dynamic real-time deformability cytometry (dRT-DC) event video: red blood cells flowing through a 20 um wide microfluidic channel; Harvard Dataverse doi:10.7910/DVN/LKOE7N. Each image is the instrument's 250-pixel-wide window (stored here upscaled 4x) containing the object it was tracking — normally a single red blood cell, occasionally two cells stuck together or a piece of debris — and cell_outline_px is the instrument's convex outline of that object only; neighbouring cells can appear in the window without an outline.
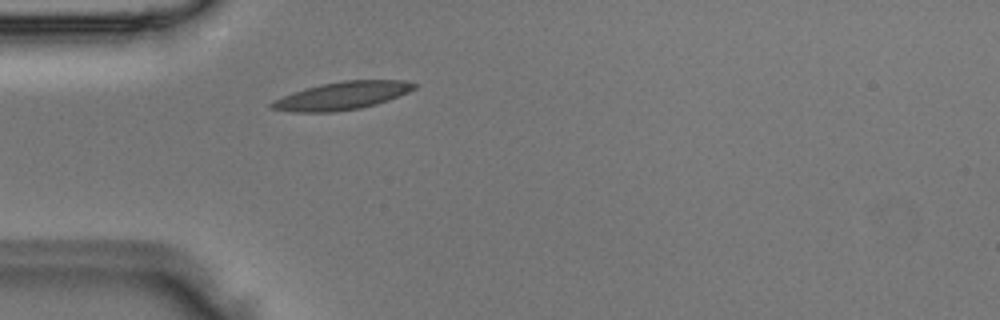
{"species": "Egyptian fruit bat (a non-hibernating species)", "species_latin": "Rousettus aegyptiacus", "temperature_condition": "room temperature", "stored_images_in_passage": 3, "camera_frame_rate_fps": 3000, "um_per_image_px": 0.085, "animal": {"sex": "male"}, "frame": {"image": 1, "passage_image": 3, "time_ms": 0.667, "image_size_px": [1000, 320], "cell_outline_px": [[420, 84], [416, 88], [408, 92], [388, 100], [376, 104], [360, 108], [332, 112], [292, 112], [272, 108], [268, 104], [272, 100], [292, 92], [304, 88], [320, 84], [344, 80], [404, 80]], "centroid_in_image_um": [29.07, 8.13], "position_along_channel_um": 55.9, "area_um2": 23.29}}